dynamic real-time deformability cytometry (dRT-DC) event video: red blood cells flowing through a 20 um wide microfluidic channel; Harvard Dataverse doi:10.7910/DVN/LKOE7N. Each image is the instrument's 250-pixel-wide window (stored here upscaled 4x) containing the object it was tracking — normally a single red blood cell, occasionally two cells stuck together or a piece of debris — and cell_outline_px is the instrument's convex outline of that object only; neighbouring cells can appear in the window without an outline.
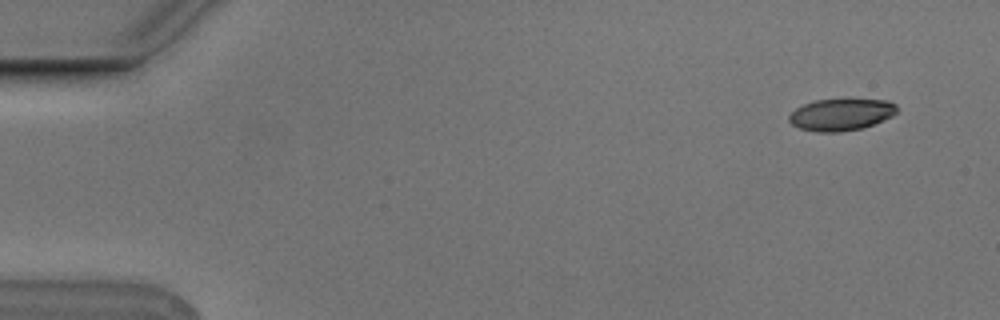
{"species": "Egyptian fruit bat (a non-hibernating species)", "species_latin": "Rousettus aegyptiacus", "temperature_condition": "cold", "stored_images_in_passage": 6, "segment_of_instrument_passage": [2, 2], "camera_frame_rate_fps": 3000, "um_per_image_px": 0.085, "animal": {"sex": "male"}, "frame": {"image": 1, "passage_image": 6, "time_ms": 1.667, "image_size_px": [1000, 320], "cell_outline_px": [[900, 108], [892, 116], [872, 124], [860, 128], [840, 132], [816, 132], [800, 128], [792, 124], [788, 120], [788, 116], [796, 108], [804, 104], [816, 100], [888, 100], [896, 104]], "centroid_in_image_um": [71.49, 9.74], "position_along_channel_um": 13.5, "area_um2": 19.83}}